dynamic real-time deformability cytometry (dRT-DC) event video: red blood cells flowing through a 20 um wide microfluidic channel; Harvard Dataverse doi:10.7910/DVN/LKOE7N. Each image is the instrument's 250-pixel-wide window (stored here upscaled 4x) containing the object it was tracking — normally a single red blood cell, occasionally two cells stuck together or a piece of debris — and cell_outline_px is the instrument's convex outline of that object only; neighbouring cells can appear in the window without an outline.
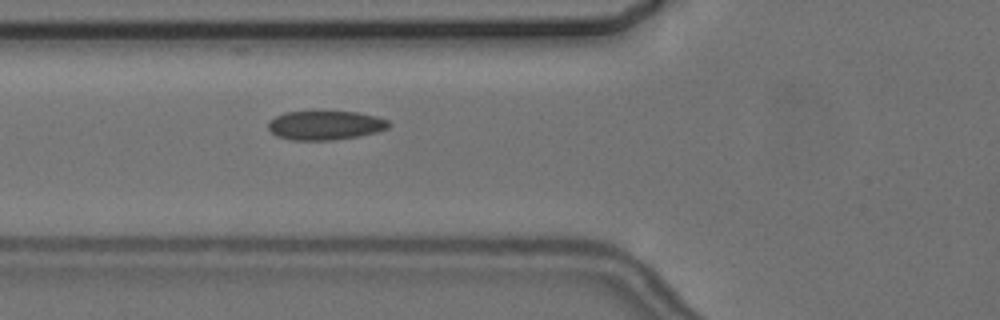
{"species": "common noctule bat (a hibernating species)", "species_latin": "Nyctalus noctula", "temperature_condition": "cold", "stored_images_in_passage": 5, "camera_frame_rate_fps": 3000, "um_per_image_px": 0.085, "animal": {"sex": "female", "body_mass_g": 24.6, "forearm_length_mm": 56.2}, "frame": {"image": 1, "passage_image": 5, "time_ms": 5.667, "image_size_px": [1000, 320], "cell_outline_px": [[392, 124], [388, 128], [376, 132], [360, 136], [332, 140], [292, 140], [276, 136], [268, 128], [268, 124], [276, 116], [284, 112], [324, 108], [360, 112], [376, 116], [388, 120]], "centroid_in_image_um": [27.67, 10.59], "position_along_channel_um": 98.1, "area_um2": 21.5}}